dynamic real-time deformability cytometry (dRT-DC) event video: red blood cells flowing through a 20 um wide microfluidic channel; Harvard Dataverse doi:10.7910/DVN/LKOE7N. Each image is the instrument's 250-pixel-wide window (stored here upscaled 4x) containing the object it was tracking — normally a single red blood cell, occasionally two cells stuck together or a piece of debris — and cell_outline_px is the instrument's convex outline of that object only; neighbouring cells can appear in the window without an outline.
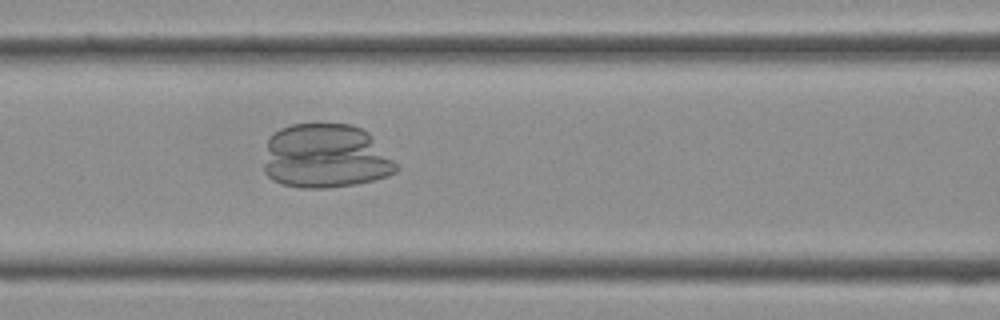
{"species": "Egyptian fruit bat (a non-hibernating species)", "species_latin": "Rousettus aegyptiacus", "temperature_condition": "cold", "stored_images_in_passage": 30, "camera_frame_rate_fps": 3000, "um_per_image_px": 0.085, "frame": {"image": 1, "passage_image": 10, "time_ms": 3.0, "image_size_px": [1000, 320], "cell_outline_px": [[400, 168], [396, 172], [388, 176], [356, 184], [328, 188], [300, 188], [280, 184], [272, 180], [264, 172], [264, 164], [268, 140], [280, 128], [292, 124], [352, 124], [368, 132], [372, 136]], "centroid_in_image_um": [27.67, 13.3], "position_along_channel_um": 138.9, "area_um2": 49.71}}
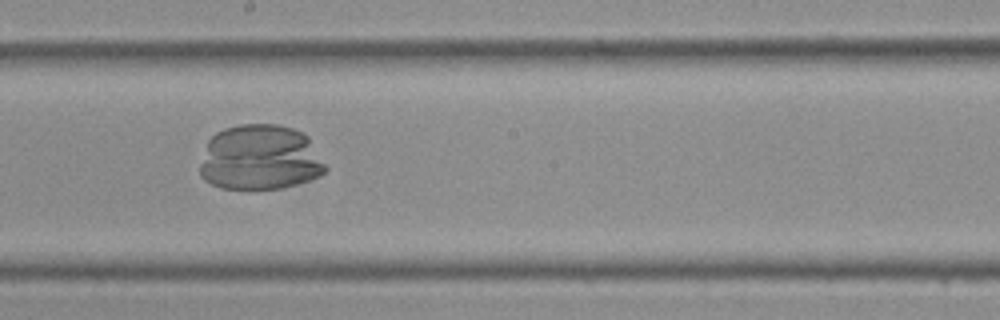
{"frame": {"image": 2, "passage_image": 15, "time_ms": 4.667, "image_size_px": [1000, 320], "cell_outline_px": [[328, 168], [324, 172], [308, 180], [280, 188], [220, 188], [204, 180], [200, 176], [200, 164], [208, 140], [216, 132], [224, 128], [240, 124], [280, 124], [304, 132], [308, 136]], "centroid_in_image_um": [22.1, 13.38], "position_along_channel_um": 226.1, "area_um2": 47.8}}
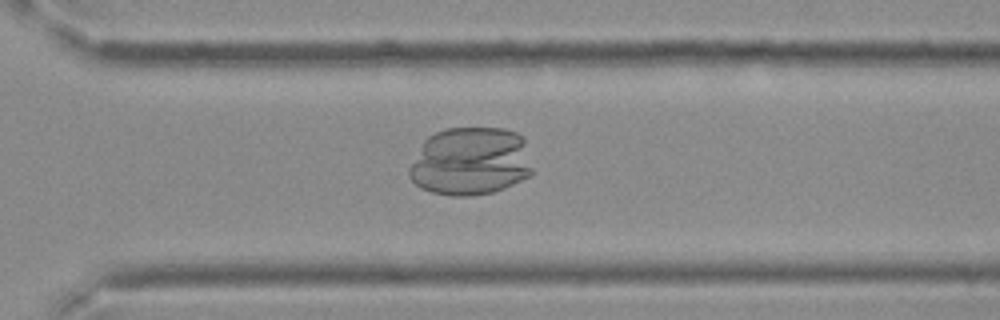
{"frame": {"image": 3, "passage_image": 21, "time_ms": 6.667, "image_size_px": [1000, 320], "cell_outline_px": [[532, 172], [528, 176], [504, 188], [492, 192], [468, 196], [448, 196], [432, 192], [420, 188], [408, 176], [408, 168], [424, 140], [428, 136], [436, 132], [448, 128], [504, 128], [516, 132], [524, 136], [532, 168]], "centroid_in_image_um": [39.98, 13.71], "position_along_channel_um": 330.6, "area_um2": 49.3}}